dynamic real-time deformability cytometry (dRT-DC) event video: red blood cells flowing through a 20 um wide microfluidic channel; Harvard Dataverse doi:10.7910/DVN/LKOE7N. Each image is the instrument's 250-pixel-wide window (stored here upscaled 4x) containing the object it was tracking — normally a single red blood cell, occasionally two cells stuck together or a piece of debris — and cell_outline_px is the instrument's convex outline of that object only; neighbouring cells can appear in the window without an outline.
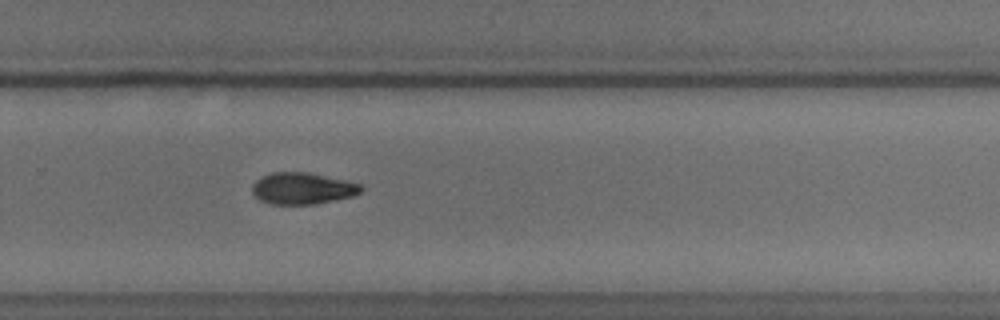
{"species": "common noctule bat (a hibernating species)", "species_latin": "Nyctalus noctula", "temperature_condition": "cold", "stored_images_in_passage": 51, "camera_frame_rate_fps": 3000, "um_per_image_px": 0.085, "animal": {"sex": "male", "body_mass_g": 18.8}, "frame": {"image": 1, "passage_image": 37, "time_ms": 12.0, "image_size_px": [1000, 320], "cell_outline_px": [[364, 188], [360, 192], [352, 196], [316, 204], [268, 204], [260, 200], [252, 192], [252, 184], [260, 176], [272, 172], [308, 172], [344, 180], [360, 184]], "centroid_in_image_um": [25.67, 16.01], "position_along_channel_um": 304.1, "area_um2": 20.06}}